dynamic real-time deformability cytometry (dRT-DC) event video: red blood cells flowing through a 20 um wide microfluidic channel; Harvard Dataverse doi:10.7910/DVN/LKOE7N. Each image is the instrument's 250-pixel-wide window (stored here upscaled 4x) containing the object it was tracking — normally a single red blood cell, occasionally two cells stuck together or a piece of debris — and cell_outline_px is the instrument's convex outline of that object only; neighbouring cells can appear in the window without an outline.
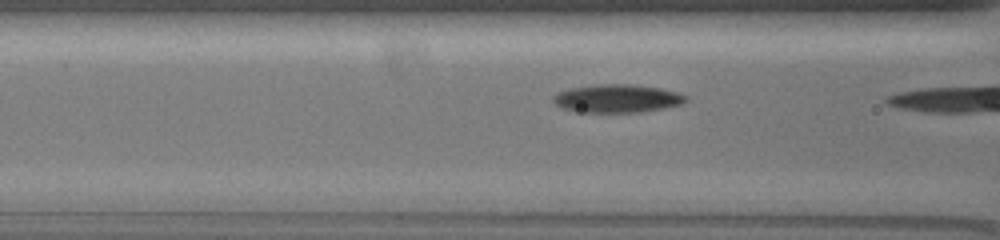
{"species": "common noctule bat (a hibernating species)", "species_latin": "Nyctalus noctula", "temperature_condition": "warm", "stored_images_in_passage": 19, "camera_frame_rate_fps": 3000, "um_per_image_px": 0.085, "animal": {"sex": "female", "body_mass_g": 19.5, "forearm_length_mm": 54.1}, "frame": {"image": 1, "passage_image": 18, "time_ms": 5.667, "image_size_px": [1000, 240], "cell_outline_px": [[688, 100], [684, 104], [664, 108], [640, 112], [576, 112], [560, 108], [552, 100], [552, 96], [556, 92], [568, 88], [600, 84], [628, 84], [660, 88], [680, 92], [688, 96]], "centroid_in_image_um": [52.46, 8.37], "position_along_channel_um": 114.1, "area_um2": 22.14}}